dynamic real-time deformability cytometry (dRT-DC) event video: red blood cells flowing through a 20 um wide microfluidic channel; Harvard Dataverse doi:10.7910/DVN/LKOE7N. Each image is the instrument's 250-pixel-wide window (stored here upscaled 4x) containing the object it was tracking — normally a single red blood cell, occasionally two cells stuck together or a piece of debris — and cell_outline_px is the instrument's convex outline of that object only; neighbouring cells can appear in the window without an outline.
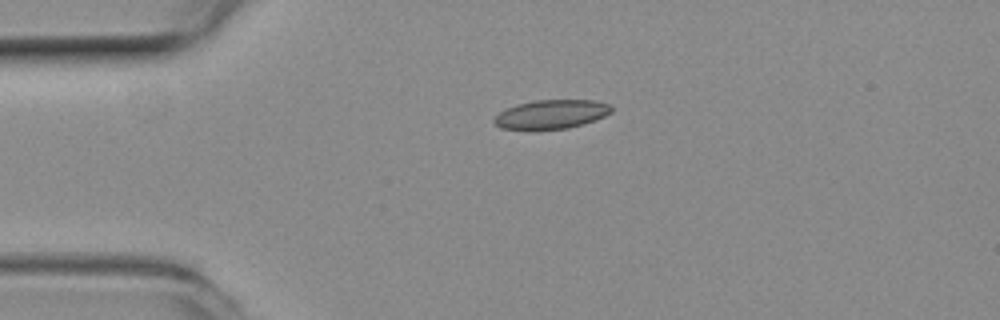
{"species": "common noctule bat (a hibernating species)", "species_latin": "Nyctalus noctula", "temperature_condition": "room temperature", "stored_images_in_passage": 41, "camera_frame_rate_fps": 3000, "um_per_image_px": 0.085, "animal": {"sex": "female", "body_mass_g": 19.3, "forearm_length_mm": 54.1}, "frame": {"image": 1, "passage_image": 1, "time_ms": 0.0, "image_size_px": [1000, 320], "cell_outline_px": [[612, 112], [604, 116], [584, 124], [568, 128], [536, 132], [532, 132], [500, 128], [492, 120], [500, 112], [516, 104], [536, 100], [596, 100], [608, 104], [612, 108]], "centroid_in_image_um": [46.82, 9.76], "position_along_channel_um": 38.2, "area_um2": 20.4}}
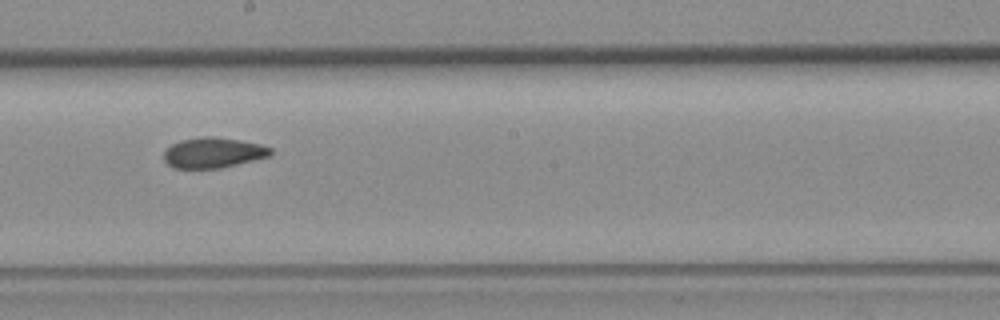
{"frame": {"image": 2, "passage_image": 18, "time_ms": 5.667, "image_size_px": [1000, 320], "cell_outline_px": [[272, 152], [268, 156], [220, 168], [172, 168], [164, 160], [164, 152], [172, 144], [180, 140], [204, 136], [212, 136], [260, 144], [272, 148]], "centroid_in_image_um": [18.08, 12.98], "position_along_channel_um": 230.1, "area_um2": 18.61}}
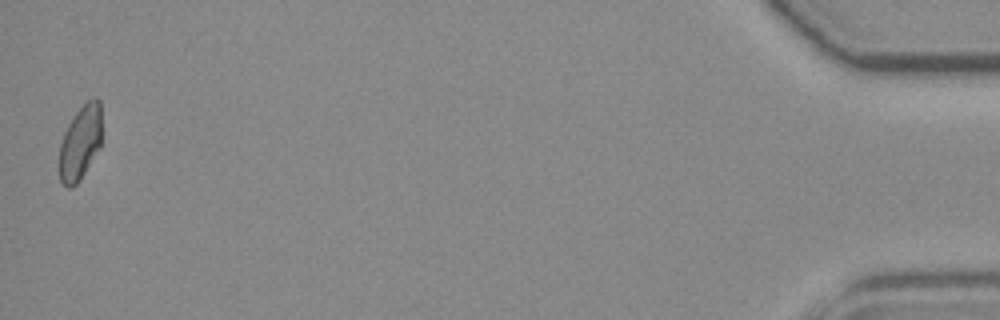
{"frame": {"image": 3, "passage_image": 41, "time_ms": 13.333, "image_size_px": [1000, 320], "cell_outline_px": [[100, 148], [80, 180], [72, 188], [68, 188], [60, 180], [60, 144], [64, 132], [68, 124], [76, 112], [92, 96], [96, 96], [100, 100]], "centroid_in_image_um": [6.83, 12.12], "position_along_channel_um": 428.4, "area_um2": 18.26}, "authors_computed_cell_mechanics": {"area_um2": 19.074, "velocity_mm_per_s": 3.9036, "shape_relaxation_time_tau1_ms": null, "shape_relaxation_time_tau2_ms": 2.5887, "deformation_change_tau1": null, "deformation_change_tau2": 0.0768}}